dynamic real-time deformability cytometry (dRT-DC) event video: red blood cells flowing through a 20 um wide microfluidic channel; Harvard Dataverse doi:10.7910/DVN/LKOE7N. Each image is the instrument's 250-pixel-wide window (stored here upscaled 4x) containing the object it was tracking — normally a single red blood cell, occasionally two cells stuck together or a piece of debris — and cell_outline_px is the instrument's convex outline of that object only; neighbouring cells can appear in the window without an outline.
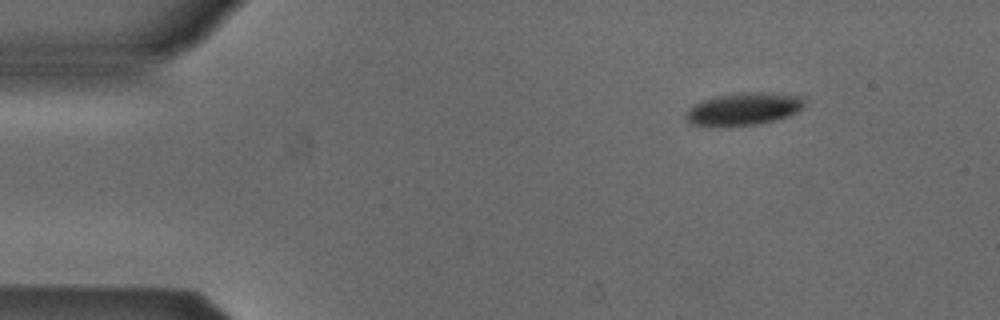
{"species": "Egyptian fruit bat (a non-hibernating species)", "species_latin": "Rousettus aegyptiacus", "temperature_condition": "cold", "stored_images_in_passage": 47, "camera_frame_rate_fps": 3000, "um_per_image_px": 0.085, "animal": {"sex": "male"}, "frame": {"image": 1, "passage_image": 1, "time_ms": 0.0, "image_size_px": [1000, 320], "cell_outline_px": [[804, 104], [796, 112], [788, 116], [776, 120], [760, 124], [692, 124], [684, 116], [696, 104], [704, 100], [716, 96], [760, 92], [800, 96], [804, 100]], "centroid_in_image_um": [63.28, 9.25], "position_along_channel_um": 21.7, "area_um2": 21.21}}
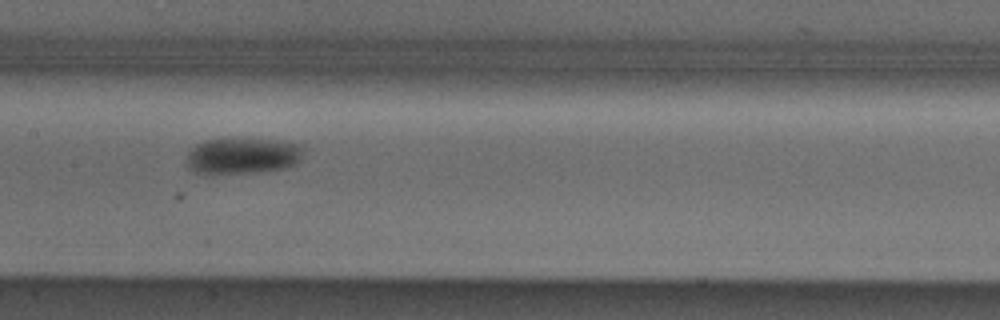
{"frame": {"image": 2, "passage_image": 20, "time_ms": 6.333, "image_size_px": [1000, 320], "cell_outline_px": [[304, 148], [300, 160], [296, 164], [284, 168], [248, 172], [196, 172], [188, 164], [188, 152], [196, 144], [204, 140], [224, 136], [276, 140], [304, 144]], "centroid_in_image_um": [20.67, 13.16], "position_along_channel_um": 186.7, "area_um2": 24.8}}
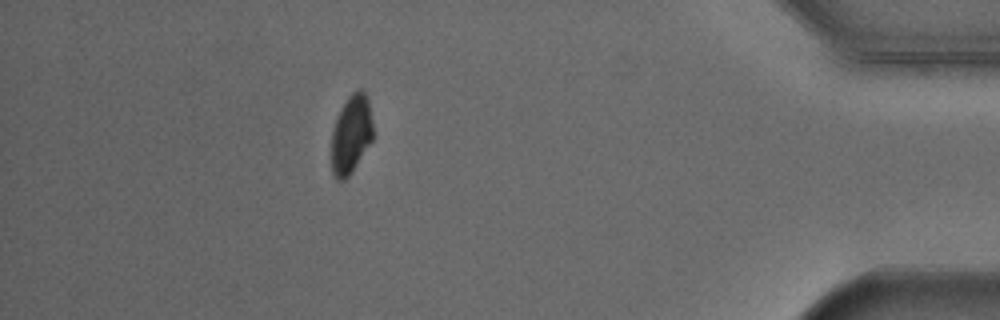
{"frame": {"image": 3, "passage_image": 41, "time_ms": 13.333, "image_size_px": [1000, 320], "cell_outline_px": [[372, 140], [352, 172], [344, 180], [336, 180], [332, 172], [332, 132], [336, 116], [340, 108], [348, 96], [352, 92], [360, 88], [368, 96], [372, 120]], "centroid_in_image_um": [29.84, 11.39], "position_along_channel_um": 405.4, "area_um2": 19.13}, "authors_computed_cell_mechanics": {"area_um2": 23.4668, "velocity_mm_per_s": 3.8565, "shape_relaxation_time_tau1_ms": 2.3762, "shape_relaxation_time_tau2_ms": null, "deformation_change_tau1": 0.0784, "deformation_change_tau2": null}}